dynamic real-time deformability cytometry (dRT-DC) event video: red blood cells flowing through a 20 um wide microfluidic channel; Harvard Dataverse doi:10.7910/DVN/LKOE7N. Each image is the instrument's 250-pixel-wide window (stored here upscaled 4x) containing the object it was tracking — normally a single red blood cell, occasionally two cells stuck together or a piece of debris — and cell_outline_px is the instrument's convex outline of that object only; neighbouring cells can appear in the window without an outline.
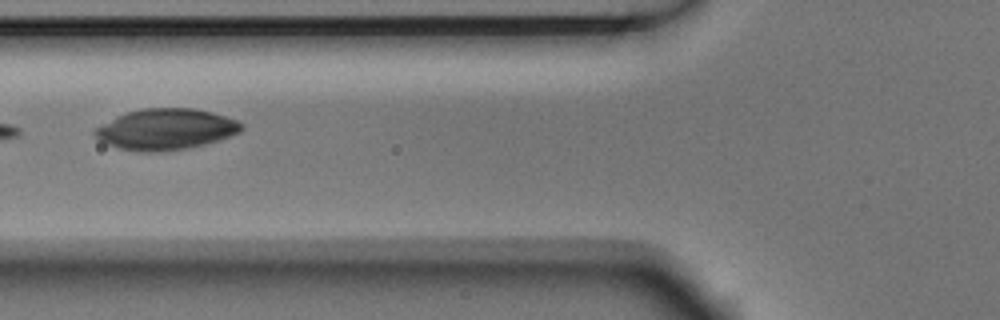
{"species": "Egyptian fruit bat (a non-hibernating species)", "species_latin": "Rousettus aegyptiacus", "temperature_condition": "room temperature", "stored_images_in_passage": 6, "camera_frame_rate_fps": 3000, "um_per_image_px": 0.085, "animal": {"sex": "male"}, "frame": {"image": 1, "passage_image": 6, "time_ms": 1.667, "image_size_px": [1000, 320], "cell_outline_px": [[244, 128], [240, 132], [220, 140], [204, 144], [184, 148], [152, 152], [140, 152], [120, 148], [108, 144], [100, 140], [92, 132], [96, 128], [116, 116], [140, 108], [192, 108], [212, 112], [236, 120], [244, 124]], "centroid_in_image_um": [14.11, 10.98], "position_along_channel_um": 111.7, "area_um2": 34.74}}